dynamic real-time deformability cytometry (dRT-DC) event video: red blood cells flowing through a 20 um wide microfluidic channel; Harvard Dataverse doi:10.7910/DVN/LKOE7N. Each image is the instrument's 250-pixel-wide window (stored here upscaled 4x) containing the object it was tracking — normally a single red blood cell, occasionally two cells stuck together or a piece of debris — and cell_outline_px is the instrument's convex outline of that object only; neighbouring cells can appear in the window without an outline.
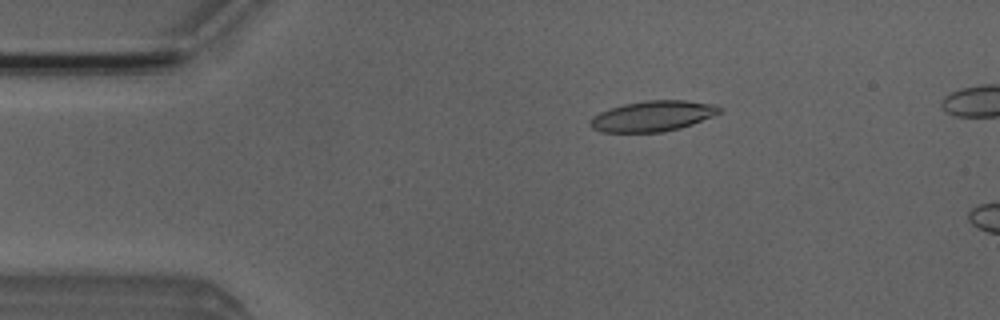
{"species": "Egyptian fruit bat (a non-hibernating species)", "species_latin": "Rousettus aegyptiacus", "temperature_condition": "room temperature", "stored_images_in_passage": 4, "camera_frame_rate_fps": 3000, "um_per_image_px": 0.085, "animal": {"sex": "male"}, "frame": {"image": 1, "passage_image": 2, "time_ms": 1.333, "image_size_px": [1000, 320], "cell_outline_px": [[724, 108], [720, 112], [712, 116], [692, 124], [680, 128], [664, 132], [600, 132], [592, 128], [588, 124], [588, 120], [592, 116], [600, 112], [624, 104], [644, 100], [684, 100], [716, 104]], "centroid_in_image_um": [55.47, 9.86], "position_along_channel_um": 29.5, "area_um2": 23.18}}